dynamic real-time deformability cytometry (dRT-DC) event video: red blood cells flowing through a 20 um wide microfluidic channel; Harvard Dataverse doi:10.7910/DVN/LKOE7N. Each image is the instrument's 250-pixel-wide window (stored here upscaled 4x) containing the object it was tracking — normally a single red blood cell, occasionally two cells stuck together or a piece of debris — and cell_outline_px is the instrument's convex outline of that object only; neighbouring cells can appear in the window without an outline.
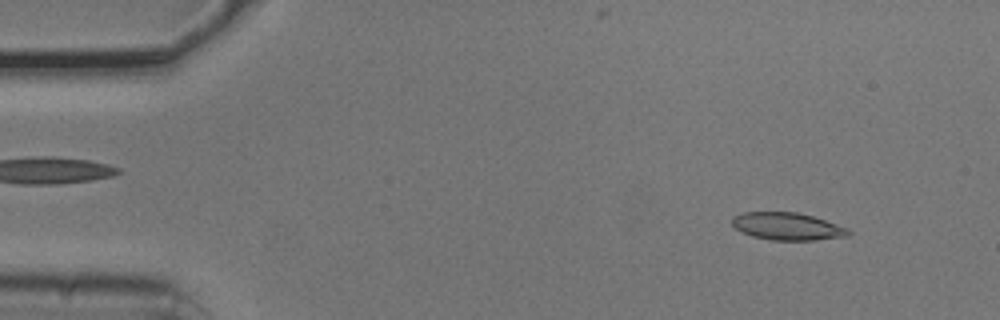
{"species": "common noctule bat (a hibernating species)", "species_latin": "Nyctalus noctula", "temperature_condition": "cold", "stored_images_in_passage": 2, "camera_frame_rate_fps": 3000, "um_per_image_px": 0.085, "animal": {"sex": "male", "body_mass_g": 20.5, "forearm_length_mm": 52.5}, "frame": {"image": 1, "passage_image": 1, "time_ms": 0.0, "image_size_px": [1000, 320], "cell_outline_px": [[852, 232], [848, 236], [812, 240], [772, 240], [752, 236], [736, 228], [732, 224], [732, 216], [744, 212], [796, 212], [812, 216], [848, 228]], "centroid_in_image_um": [66.92, 19.24], "position_along_channel_um": 18.1, "area_um2": 18.44}}